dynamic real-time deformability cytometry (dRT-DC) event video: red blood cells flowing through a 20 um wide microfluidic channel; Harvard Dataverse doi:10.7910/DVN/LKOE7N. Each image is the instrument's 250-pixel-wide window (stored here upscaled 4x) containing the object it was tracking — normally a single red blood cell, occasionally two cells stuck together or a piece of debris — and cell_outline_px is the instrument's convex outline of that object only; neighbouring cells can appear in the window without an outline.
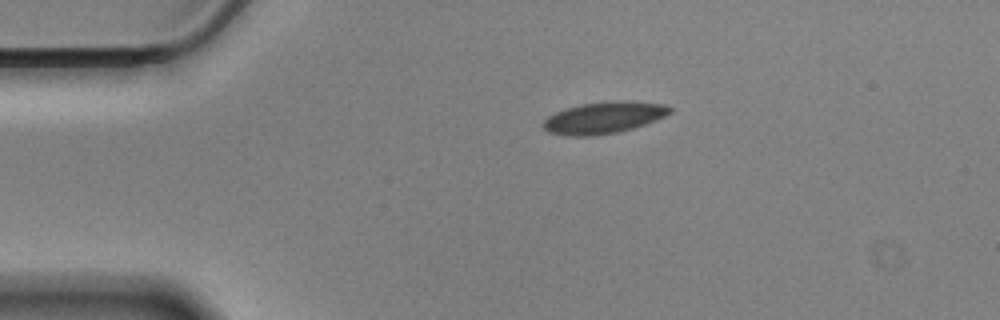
{"species": "Egyptian fruit bat (a non-hibernating species)", "species_latin": "Rousettus aegyptiacus", "temperature_condition": "cold", "stored_images_in_passage": 25, "camera_frame_rate_fps": 3000, "um_per_image_px": 0.085, "animal": {"sex": "male"}, "frame": {"image": 1, "passage_image": 1, "time_ms": 0.0, "image_size_px": [1000, 320], "cell_outline_px": [[672, 112], [656, 120], [632, 128], [616, 132], [592, 136], [568, 136], [548, 132], [540, 124], [548, 116], [564, 108], [580, 104], [612, 100], [664, 104], [672, 108]], "centroid_in_image_um": [51.27, 10.0], "position_along_channel_um": 33.7, "area_um2": 23.35}}
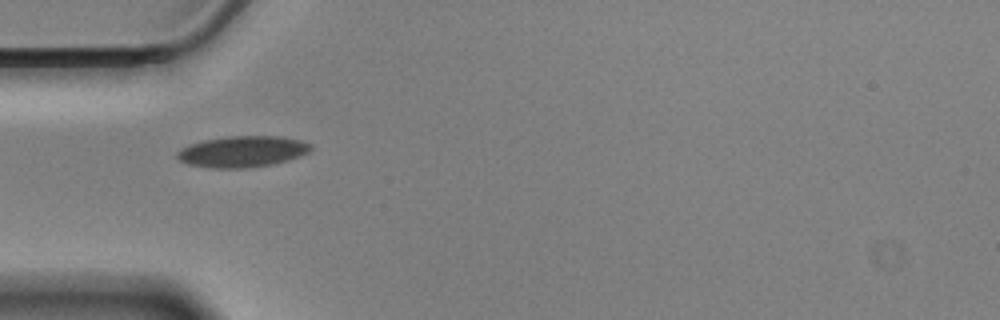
{"frame": {"image": 2, "passage_image": 7, "time_ms": 2.0, "image_size_px": [1000, 320], "cell_outline_px": [[312, 148], [308, 152], [300, 156], [276, 164], [244, 168], [212, 168], [188, 164], [180, 160], [176, 156], [176, 152], [192, 144], [204, 140], [228, 136], [280, 136], [300, 140], [312, 144]], "centroid_in_image_um": [20.65, 12.88], "position_along_channel_um": 64.4, "area_um2": 24.22}}
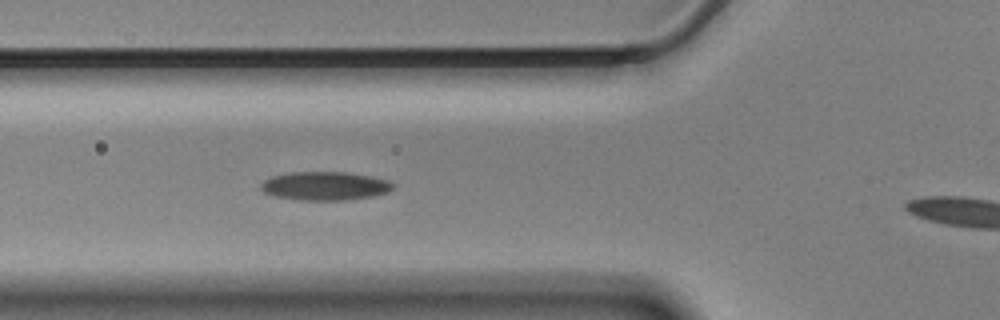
{"frame": {"image": 3, "passage_image": 8, "time_ms": 2.333, "image_size_px": [1000, 320], "cell_outline_px": [[392, 188], [388, 192], [372, 196], [348, 200], [300, 200], [276, 196], [264, 192], [260, 188], [260, 184], [264, 180], [272, 176], [292, 172], [344, 172], [372, 176], [388, 180], [392, 184]], "centroid_in_image_um": [27.61, 15.8], "position_along_channel_um": 98.2, "area_um2": 21.91}}